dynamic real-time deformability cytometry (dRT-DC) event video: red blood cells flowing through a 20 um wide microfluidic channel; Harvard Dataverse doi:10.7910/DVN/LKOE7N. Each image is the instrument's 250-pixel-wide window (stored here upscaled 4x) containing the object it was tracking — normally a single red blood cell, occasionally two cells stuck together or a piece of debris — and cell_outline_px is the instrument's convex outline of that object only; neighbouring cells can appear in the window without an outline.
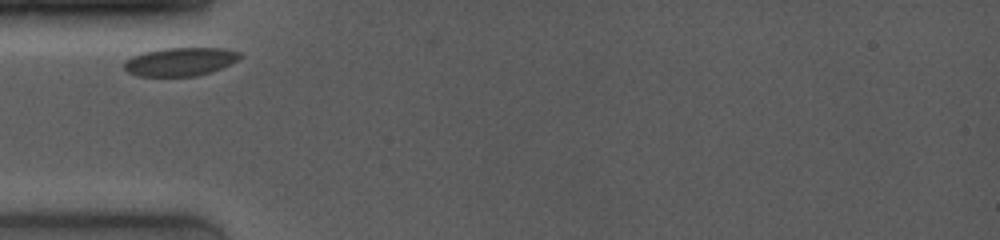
{"species": "common noctule bat (a hibernating species)", "species_latin": "Nyctalus noctula", "temperature_condition": "room temperature", "stored_images_in_passage": 14, "camera_frame_rate_fps": 4000, "um_per_image_px": 0.085, "animal": {"sex": "female", "body_mass_g": 19.0, "forearm_length_mm": 53.3}, "frame": {"image": 1, "passage_image": 1, "time_ms": 0.0, "image_size_px": [1000, 240], "cell_outline_px": [[244, 56], [212, 72], [196, 76], [140, 76], [128, 72], [124, 68], [124, 60], [132, 56], [144, 52], [164, 48], [224, 48], [240, 52]], "centroid_in_image_um": [15.31, 5.24], "position_along_channel_um": 69.7, "area_um2": 19.13}}
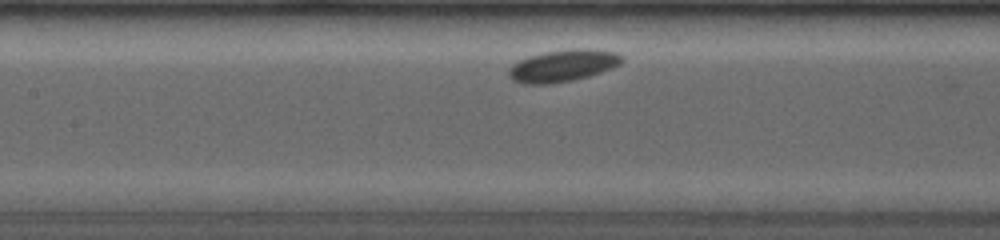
{"frame": {"image": 2, "passage_image": 7, "time_ms": 2.5, "image_size_px": [1000, 240], "cell_outline_px": [[624, 60], [620, 64], [612, 68], [588, 76], [572, 80], [552, 84], [520, 84], [512, 80], [508, 76], [508, 68], [512, 64], [528, 56], [544, 52], [572, 48], [596, 48], [616, 52], [624, 56]], "centroid_in_image_um": [47.85, 5.57], "position_along_channel_um": 159.6, "area_um2": 21.5}}
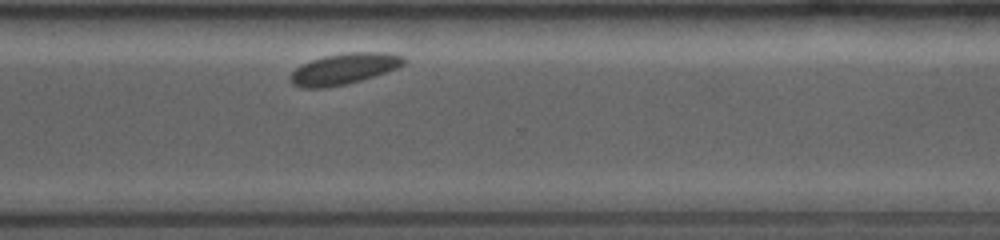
{"frame": {"image": 3, "passage_image": 14, "time_ms": 7.5, "image_size_px": [1000, 240], "cell_outline_px": [[408, 60], [404, 64], [396, 68], [360, 80], [344, 84], [324, 88], [304, 88], [292, 84], [288, 80], [288, 76], [300, 64], [324, 56], [352, 52], [388, 52], [404, 56]], "centroid_in_image_um": [29.22, 5.84], "position_along_channel_um": 341.4, "area_um2": 20.46}}